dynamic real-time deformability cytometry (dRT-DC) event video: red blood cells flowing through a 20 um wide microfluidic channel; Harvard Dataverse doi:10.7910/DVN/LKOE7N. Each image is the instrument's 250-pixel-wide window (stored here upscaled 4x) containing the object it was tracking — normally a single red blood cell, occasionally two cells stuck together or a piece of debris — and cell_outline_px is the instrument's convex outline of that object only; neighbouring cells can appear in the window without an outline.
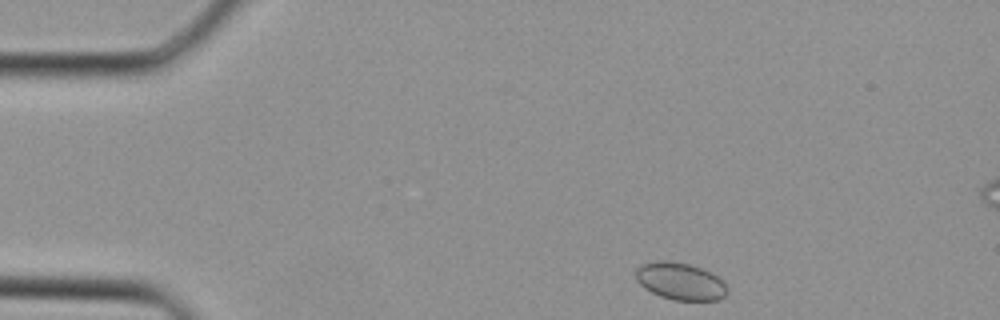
{"species": "Egyptian fruit bat (a non-hibernating species)", "species_latin": "Rousettus aegyptiacus", "temperature_condition": "cold", "stored_images_in_passage": 29, "camera_frame_rate_fps": 3000, "um_per_image_px": 0.085, "animal": {"sex": "female"}, "frame": {"image": 1, "passage_image": 1, "time_ms": 0.0, "image_size_px": [1000, 320], "cell_outline_px": [[728, 292], [720, 300], [672, 300], [660, 296], [644, 288], [636, 280], [636, 268], [640, 264], [660, 260], [668, 260], [688, 264], [700, 268], [716, 276], [728, 288]], "centroid_in_image_um": [57.79, 23.91], "position_along_channel_um": 27.2, "area_um2": 19.77}}
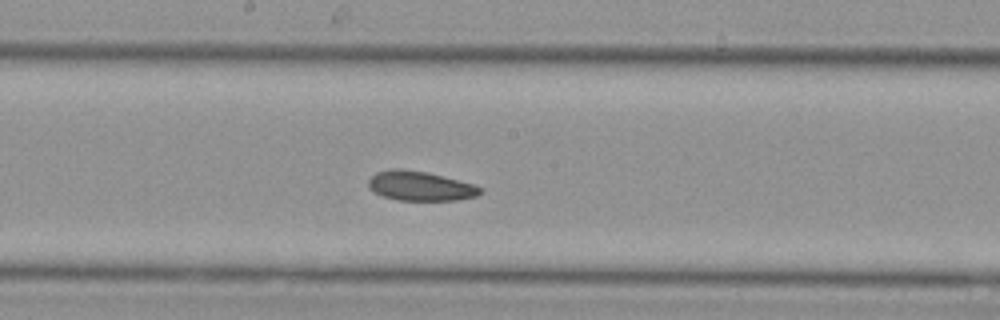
{"frame": {"image": 2, "passage_image": 15, "time_ms": 4.667, "image_size_px": [1000, 320], "cell_outline_px": [[484, 192], [476, 196], [456, 200], [396, 200], [384, 196], [376, 192], [368, 184], [368, 180], [376, 172], [392, 168], [400, 168], [428, 172], [472, 184], [480, 188]], "centroid_in_image_um": [35.72, 15.8], "position_along_channel_um": 212.5, "area_um2": 19.02}}
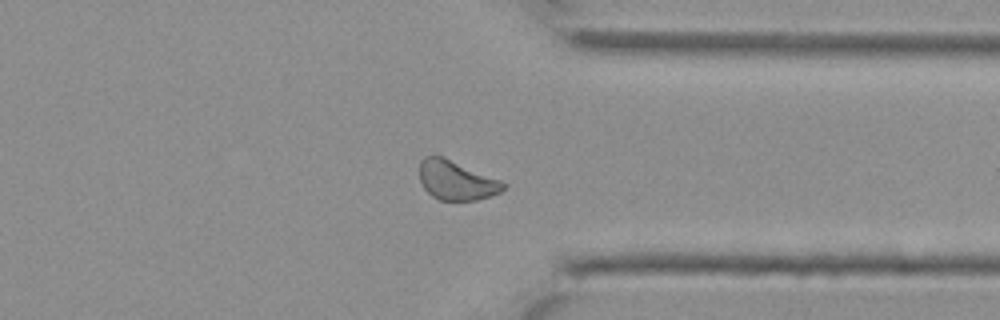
{"frame": {"image": 3, "passage_image": 24, "time_ms": 7.667, "image_size_px": [1000, 320], "cell_outline_px": [[508, 184], [500, 192], [492, 196], [476, 200], [440, 200], [432, 196], [424, 188], [420, 180], [420, 160], [424, 156], [444, 156], [500, 180]], "centroid_in_image_um": [38.79, 15.32], "position_along_channel_um": 372.6, "area_um2": 19.25}}